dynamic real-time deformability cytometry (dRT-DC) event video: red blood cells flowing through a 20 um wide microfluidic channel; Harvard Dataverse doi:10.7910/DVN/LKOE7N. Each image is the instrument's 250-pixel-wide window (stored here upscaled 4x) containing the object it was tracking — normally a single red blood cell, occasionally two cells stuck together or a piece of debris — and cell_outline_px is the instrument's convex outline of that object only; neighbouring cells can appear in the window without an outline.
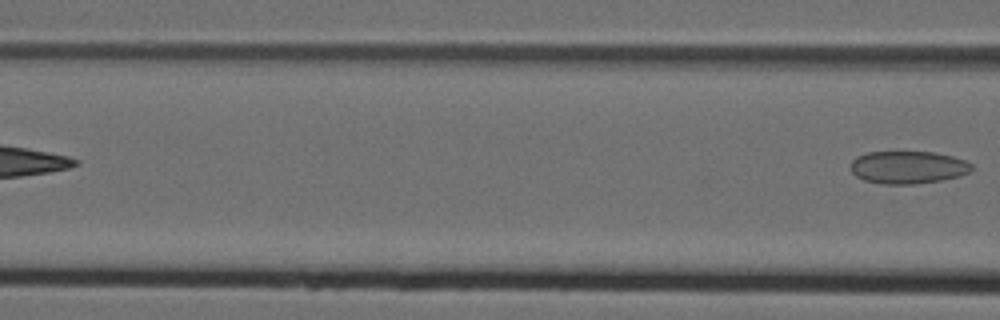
{"species": "Egyptian fruit bat (a non-hibernating species)", "species_latin": "Rousettus aegyptiacus", "temperature_condition": "cold", "stored_images_in_passage": 3, "camera_frame_rate_fps": 3000, "um_per_image_px": 0.085, "animal": {"sex": "female"}, "frame": {"image": 1, "passage_image": 3, "time_ms": 0.667, "image_size_px": [1000, 320], "cell_outline_px": [[972, 168], [968, 172], [960, 176], [940, 180], [916, 184], [880, 184], [864, 180], [856, 176], [852, 172], [852, 160], [856, 156], [868, 152], [932, 152], [952, 156], [964, 160], [972, 164]], "centroid_in_image_um": [77.16, 14.22], "position_along_channel_um": 89.4, "area_um2": 22.95}}